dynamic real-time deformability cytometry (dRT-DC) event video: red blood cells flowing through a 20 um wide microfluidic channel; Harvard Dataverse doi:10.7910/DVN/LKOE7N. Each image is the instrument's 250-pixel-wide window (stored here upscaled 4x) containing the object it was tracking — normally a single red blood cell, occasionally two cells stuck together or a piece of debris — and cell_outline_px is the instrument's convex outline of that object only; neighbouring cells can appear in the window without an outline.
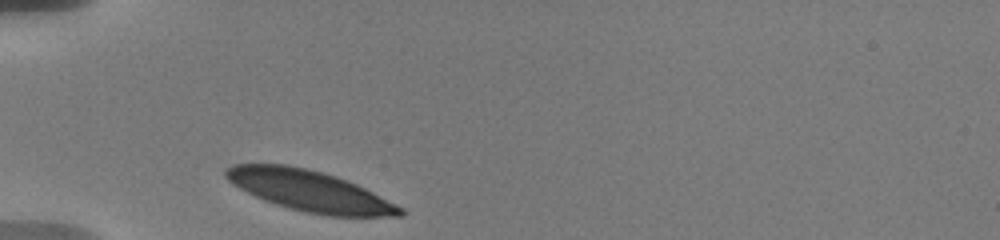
{"species": "human", "species_latin": "Homo sapiens", "temperature_condition": "warm", "stored_images_in_passage": 13, "camera_frame_rate_fps": 3000, "um_per_image_px": 0.085, "donor": {"sex": "male"}, "frame": {"image": 1, "passage_image": 1, "time_ms": 0.0, "image_size_px": [1000, 240], "cell_outline_px": [[404, 216], [328, 216], [304, 212], [276, 204], [264, 200], [232, 184], [224, 176], [224, 168], [232, 164], [288, 164], [324, 172], [336, 176], [356, 184], [404, 208]], "centroid_in_image_um": [26.3, 16.21], "position_along_channel_um": 58.7, "area_um2": 41.38}}
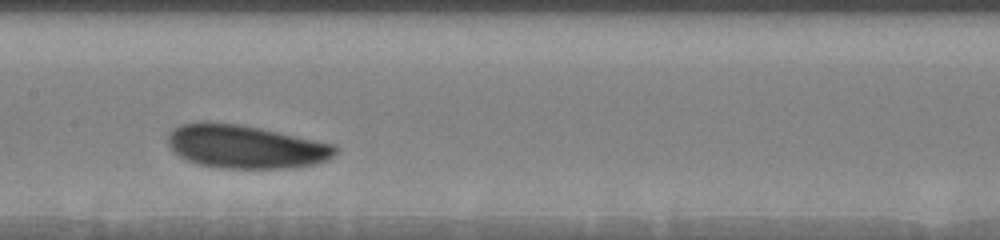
{"frame": {"image": 2, "passage_image": 5, "time_ms": 4.0, "image_size_px": [1000, 240], "cell_outline_px": [[336, 152], [328, 160], [312, 164], [292, 168], [220, 168], [200, 164], [188, 160], [172, 152], [168, 144], [168, 136], [172, 128], [180, 124], [200, 120], [208, 120], [240, 124], [260, 128], [336, 144]], "centroid_in_image_um": [20.82, 12.44], "position_along_channel_um": 186.6, "area_um2": 42.71}}
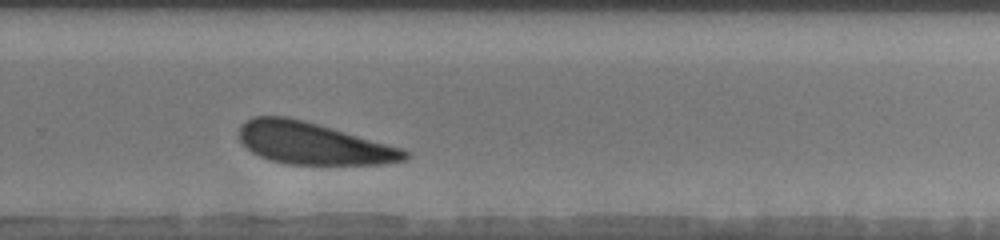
{"frame": {"image": 3, "passage_image": 9, "time_ms": 7.333, "image_size_px": [1000, 240], "cell_outline_px": [[408, 156], [404, 160], [384, 164], [288, 164], [272, 160], [260, 156], [252, 152], [240, 140], [240, 124], [244, 120], [252, 116], [288, 116], [304, 120], [400, 148], [408, 152]], "centroid_in_image_um": [26.55, 12.18], "position_along_channel_um": 303.2, "area_um2": 39.94}, "authors_computed_cell_mechanics": {"area_um2": 41.905, "velocity_mm_per_s": 3.5118, "shape_relaxation_time_tau1_ms": 1.0469, "shape_relaxation_time_tau2_ms": null, "deformation_change_tau1": 0.0826, "deformation_change_tau2": null}}